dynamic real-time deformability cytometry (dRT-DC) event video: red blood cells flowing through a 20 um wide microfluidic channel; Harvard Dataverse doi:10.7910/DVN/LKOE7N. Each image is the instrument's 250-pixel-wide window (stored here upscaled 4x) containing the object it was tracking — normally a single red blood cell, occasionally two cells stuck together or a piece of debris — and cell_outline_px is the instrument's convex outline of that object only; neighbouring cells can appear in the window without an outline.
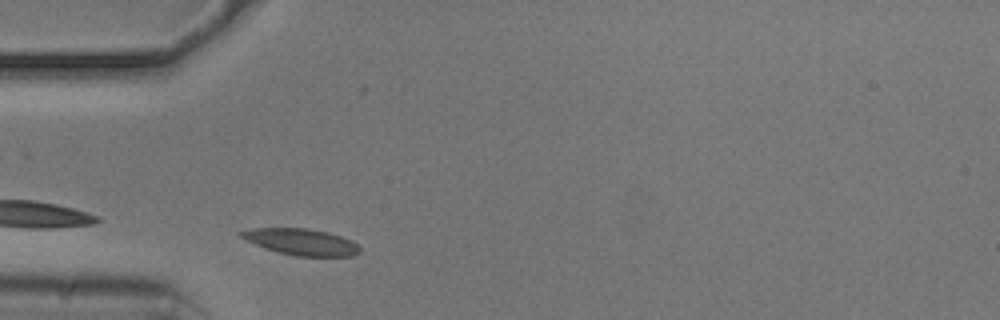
{"species": "common noctule bat (a hibernating species)", "species_latin": "Nyctalus noctula", "temperature_condition": "cold", "stored_images_in_passage": 40, "camera_frame_rate_fps": 3000, "um_per_image_px": 0.085, "animal": {"sex": "male", "body_mass_g": 20.5, "forearm_length_mm": 52.5}, "frame": {"image": 1, "passage_image": 2, "time_ms": 0.333, "image_size_px": [1000, 320], "cell_outline_px": [[360, 252], [352, 256], [296, 256], [280, 252], [256, 244], [240, 236], [236, 232], [252, 228], [308, 228], [328, 232], [352, 240], [360, 248]], "centroid_in_image_um": [25.63, 20.55], "position_along_channel_um": 59.4, "area_um2": 18.03}}
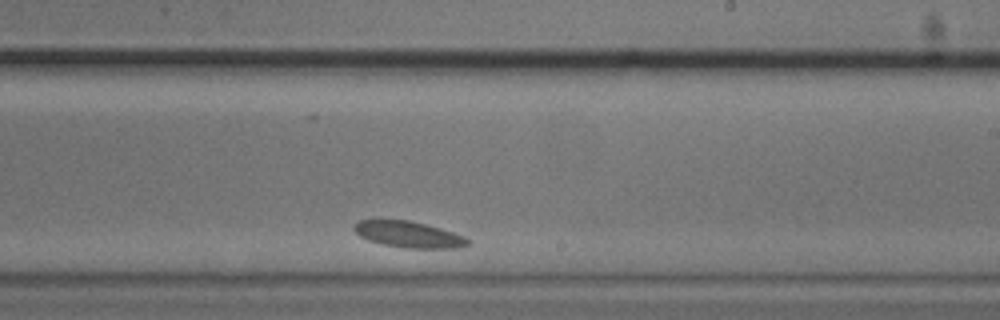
{"frame": {"image": 2, "passage_image": 21, "time_ms": 6.667, "image_size_px": [1000, 320], "cell_outline_px": [[472, 240], [468, 244], [456, 248], [404, 248], [384, 244], [368, 240], [360, 236], [352, 228], [360, 220], [408, 220], [440, 228], [464, 236]], "centroid_in_image_um": [34.75, 19.93], "position_along_channel_um": 254.3, "area_um2": 17.17}}
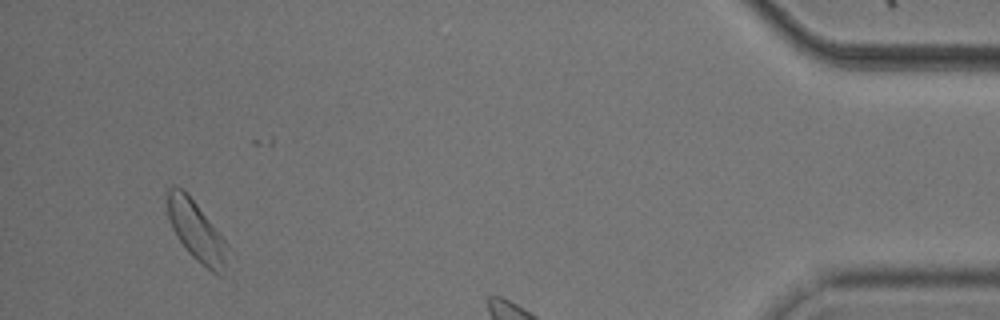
{"frame": {"image": 3, "passage_image": 36, "time_ms": 11.667, "image_size_px": [1000, 320], "cell_outline_px": [[232, 248], [224, 268], [220, 276], [212, 272], [196, 260], [188, 252], [176, 236], [172, 228], [168, 216], [168, 188], [184, 188], [188, 192]], "centroid_in_image_um": [16.75, 19.66], "position_along_channel_um": 418.4, "area_um2": 21.27}}